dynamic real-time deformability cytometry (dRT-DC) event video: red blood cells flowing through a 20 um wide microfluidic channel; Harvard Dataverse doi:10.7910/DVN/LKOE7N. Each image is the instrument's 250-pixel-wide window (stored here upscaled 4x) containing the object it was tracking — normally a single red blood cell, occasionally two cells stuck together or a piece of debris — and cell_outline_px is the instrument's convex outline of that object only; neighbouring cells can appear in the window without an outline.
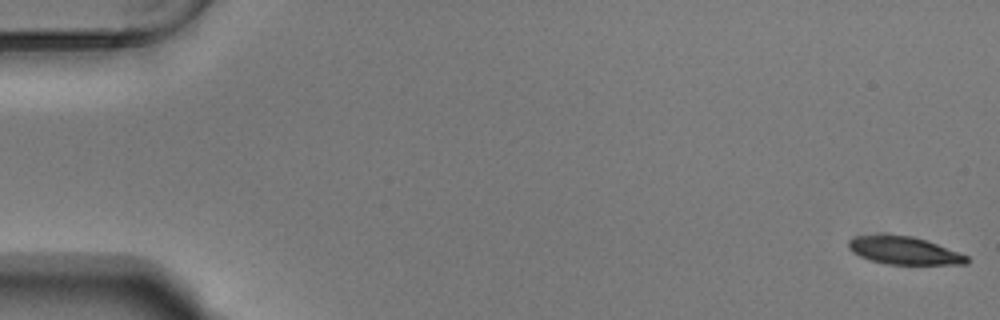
{"species": "Egyptian fruit bat (a non-hibernating species)", "species_latin": "Rousettus aegyptiacus", "temperature_condition": "warm", "stored_images_in_passage": 17, "camera_frame_rate_fps": 3000, "um_per_image_px": 0.085, "animal": {"sex": "male"}, "frame": {"image": 1, "passage_image": 1, "time_ms": 0.0, "image_size_px": [1000, 320], "cell_outline_px": [[968, 264], [888, 264], [872, 260], [860, 256], [852, 252], [848, 248], [848, 240], [856, 236], [912, 236], [936, 244], [968, 256]], "centroid_in_image_um": [76.84, 21.31], "position_along_channel_um": 8.2, "area_um2": 18.5}}